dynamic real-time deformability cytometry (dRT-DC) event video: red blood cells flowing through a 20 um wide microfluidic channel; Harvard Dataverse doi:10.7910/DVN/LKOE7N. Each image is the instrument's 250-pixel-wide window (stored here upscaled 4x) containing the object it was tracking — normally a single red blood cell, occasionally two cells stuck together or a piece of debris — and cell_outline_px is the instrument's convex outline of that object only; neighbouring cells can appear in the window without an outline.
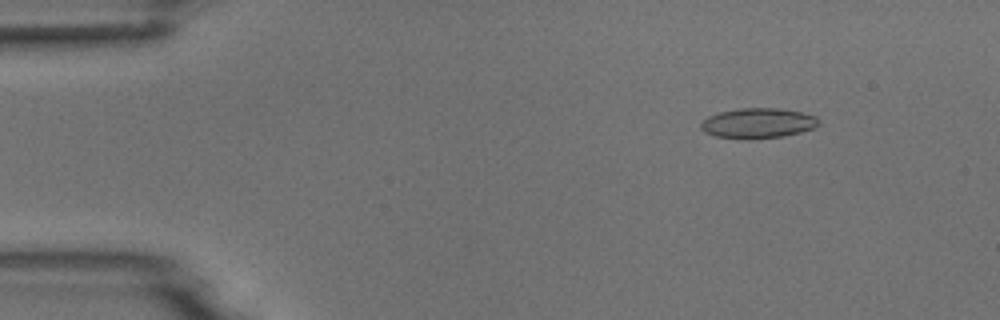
{"species": "common noctule bat (a hibernating species)", "species_latin": "Nyctalus noctula", "temperature_condition": "room temperature", "stored_images_in_passage": 4, "camera_frame_rate_fps": 3000, "um_per_image_px": 0.085, "animal": {"sex": "male", "body_mass_g": 18.8}, "frame": {"image": 1, "passage_image": 2, "time_ms": 1.333, "image_size_px": [1000, 320], "cell_outline_px": [[820, 124], [812, 128], [800, 132], [784, 136], [748, 140], [744, 140], [716, 136], [704, 132], [700, 128], [700, 124], [708, 116], [720, 112], [740, 108], [776, 108], [800, 112], [816, 116], [820, 120]], "centroid_in_image_um": [64.41, 10.48], "position_along_channel_um": 20.6, "area_um2": 20.81}}
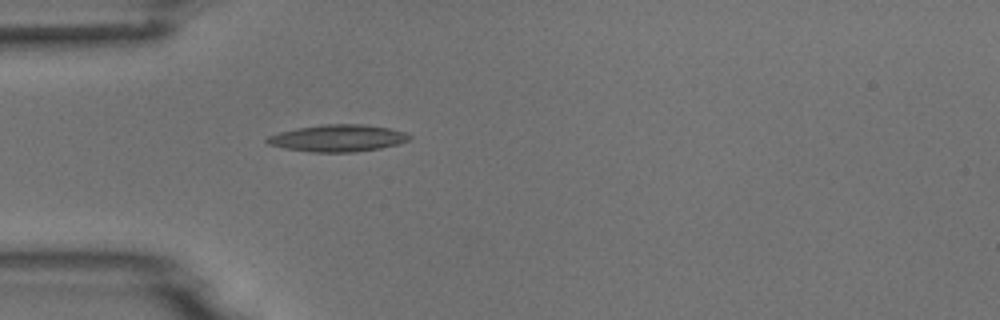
{"frame": {"image": 2, "passage_image": 4, "time_ms": 4.333, "image_size_px": [1000, 320], "cell_outline_px": [[412, 136], [408, 140], [400, 144], [380, 148], [356, 152], [312, 152], [284, 148], [268, 144], [264, 140], [268, 136], [280, 132], [296, 128], [324, 124], [364, 124], [388, 128], [404, 132]], "centroid_in_image_um": [28.71, 11.74], "position_along_channel_um": 56.3, "area_um2": 22.37}}